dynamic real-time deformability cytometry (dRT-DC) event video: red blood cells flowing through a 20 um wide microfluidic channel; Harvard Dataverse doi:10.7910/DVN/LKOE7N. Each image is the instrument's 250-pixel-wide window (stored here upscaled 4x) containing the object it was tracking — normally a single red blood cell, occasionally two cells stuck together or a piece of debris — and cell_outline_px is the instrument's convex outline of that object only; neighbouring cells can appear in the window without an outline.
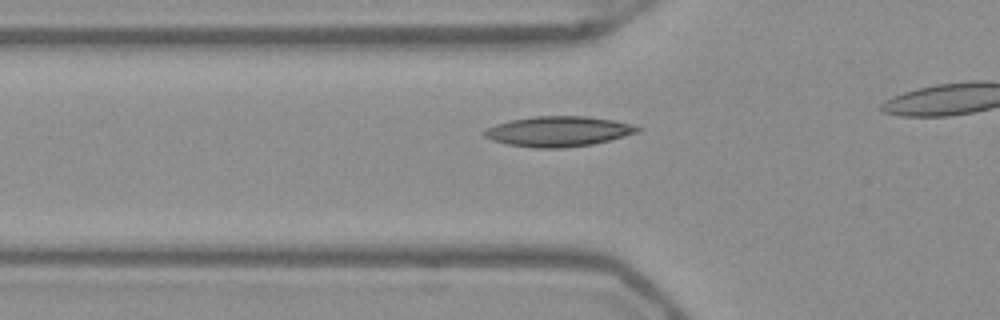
{"species": "Egyptian fruit bat (a non-hibernating species)", "species_latin": "Rousettus aegyptiacus", "temperature_condition": "warm", "stored_images_in_passage": 26, "camera_frame_rate_fps": 3000, "um_per_image_px": 0.085, "frame": {"image": 1, "passage_image": 11, "time_ms": 3.333, "image_size_px": [1000, 320], "cell_outline_px": [[644, 128], [640, 132], [592, 144], [564, 148], [532, 148], [508, 144], [492, 140], [484, 136], [480, 132], [496, 124], [512, 120], [532, 116], [584, 116], [612, 120], [632, 124]], "centroid_in_image_um": [47.46, 11.17], "position_along_channel_um": 78.3, "area_um2": 26.99}}
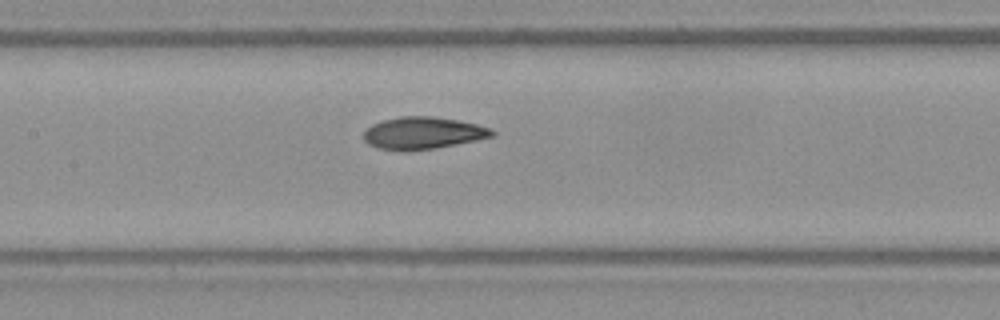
{"frame": {"image": 2, "passage_image": 18, "time_ms": 5.667, "image_size_px": [1000, 320], "cell_outline_px": [[496, 132], [492, 136], [476, 140], [436, 148], [404, 152], [376, 148], [368, 144], [364, 140], [364, 132], [372, 124], [384, 120], [400, 116], [432, 116], [460, 120], [492, 128]], "centroid_in_image_um": [35.94, 11.32], "position_along_channel_um": 171.5, "area_um2": 24.28}}
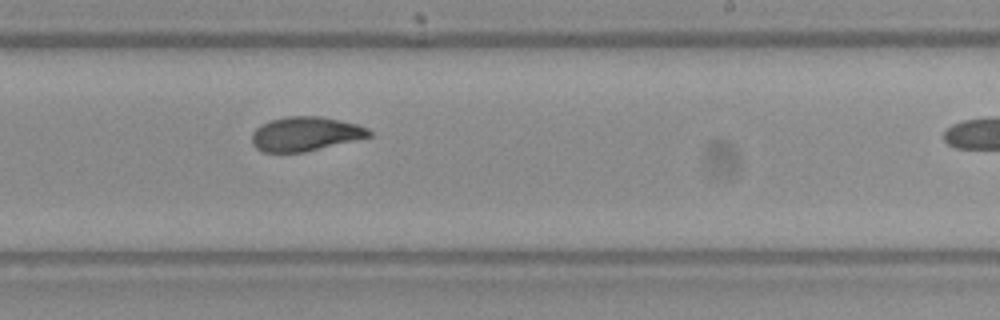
{"frame": {"image": 3, "passage_image": 25, "time_ms": 8.0, "image_size_px": [1000, 320], "cell_outline_px": [[372, 136], [304, 152], [264, 152], [256, 148], [252, 144], [252, 132], [260, 124], [284, 116], [320, 116], [356, 124], [368, 128], [372, 132]], "centroid_in_image_um": [25.93, 11.38], "position_along_channel_um": 263.1, "area_um2": 23.29}}